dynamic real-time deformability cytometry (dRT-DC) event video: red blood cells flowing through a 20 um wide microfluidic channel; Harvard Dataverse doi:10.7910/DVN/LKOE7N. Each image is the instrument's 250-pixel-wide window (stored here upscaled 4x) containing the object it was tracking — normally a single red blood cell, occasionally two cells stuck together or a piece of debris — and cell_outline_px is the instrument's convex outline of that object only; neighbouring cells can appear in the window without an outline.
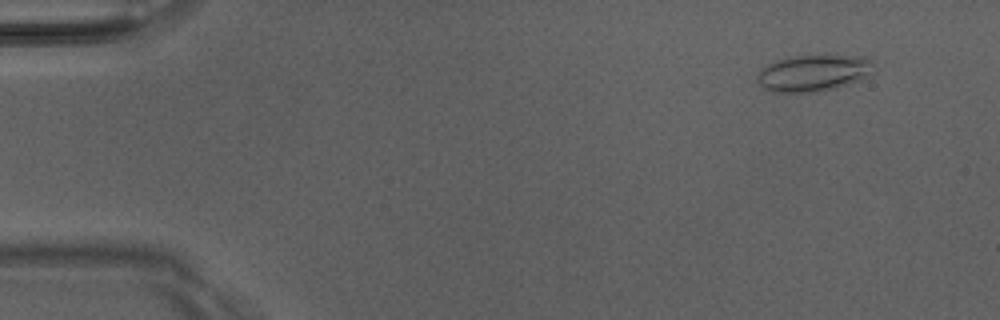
{"species": "Egyptian fruit bat (a non-hibernating species)", "species_latin": "Rousettus aegyptiacus", "temperature_condition": "room temperature", "stored_images_in_passage": 51, "camera_frame_rate_fps": 3000, "um_per_image_px": 0.085, "animal": {"sex": "male"}, "frame": {"image": 1, "passage_image": 5, "time_ms": 1.333, "image_size_px": [1000, 320], "cell_outline_px": [[868, 72], [860, 80], [848, 84], [832, 88], [812, 92], [772, 92], [764, 88], [756, 80], [756, 76], [768, 64], [776, 60], [788, 56], [824, 52], [864, 56], [868, 60]], "centroid_in_image_um": [69.07, 6.14], "position_along_channel_um": 15.9, "area_um2": 25.09}}
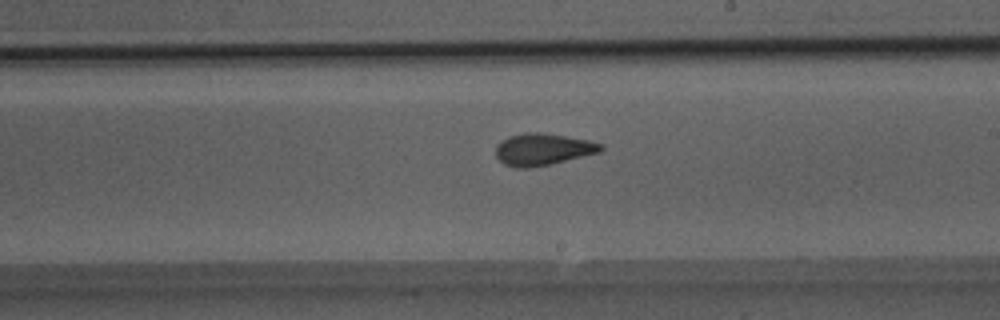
{"frame": {"image": 2, "passage_image": 30, "time_ms": 9.667, "image_size_px": [1000, 320], "cell_outline_px": [[604, 148], [600, 152], [552, 164], [528, 168], [516, 168], [504, 164], [496, 156], [496, 144], [500, 140], [508, 136], [524, 132], [540, 132], [588, 140], [604, 144]], "centroid_in_image_um": [46.12, 12.69], "position_along_channel_um": 242.9, "area_um2": 19.71}}
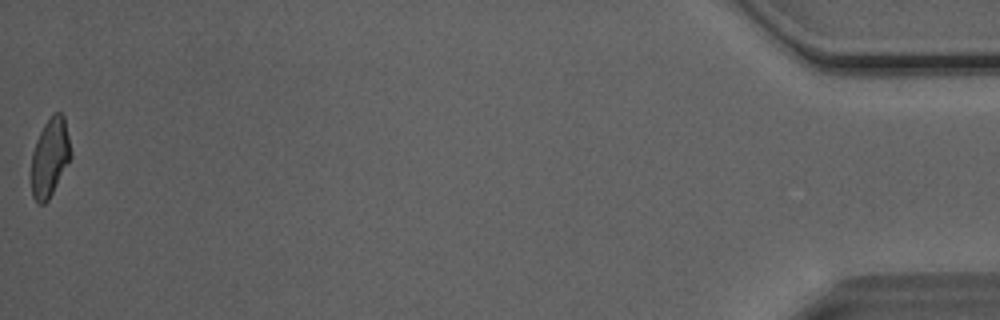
{"frame": {"image": 3, "passage_image": 51, "time_ms": 16.667, "image_size_px": [1000, 320], "cell_outline_px": [[72, 156], [48, 200], [44, 204], [36, 204], [32, 196], [32, 152], [36, 140], [44, 124], [56, 112], [60, 112], [64, 116], [72, 152]], "centroid_in_image_um": [4.25, 13.4], "position_along_channel_um": 431.0, "area_um2": 17.92}, "authors_computed_cell_mechanics": {"area_um2": 19.4208, "velocity_mm_per_s": 4.0946, "shape_relaxation_time_tau1_ms": 4.787, "shape_relaxation_time_tau2_ms": 1.2545, "deformation_change_tau1": 0.1295, "deformation_change_tau2": 0.0743}}